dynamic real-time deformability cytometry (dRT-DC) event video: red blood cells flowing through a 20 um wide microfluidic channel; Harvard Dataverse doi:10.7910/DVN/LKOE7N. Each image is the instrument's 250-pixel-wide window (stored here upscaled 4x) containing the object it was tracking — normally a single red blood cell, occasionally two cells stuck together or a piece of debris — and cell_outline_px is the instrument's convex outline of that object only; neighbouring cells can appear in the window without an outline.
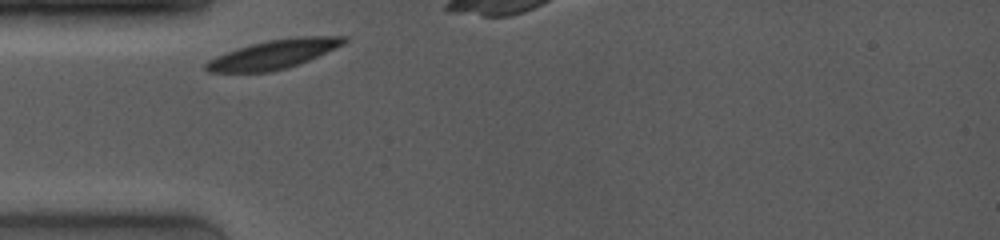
{"species": "common noctule bat (a hibernating species)", "species_latin": "Nyctalus noctula", "temperature_condition": "room temperature", "stored_images_in_passage": 9, "camera_frame_rate_fps": 4000, "um_per_image_px": 0.085, "animal": {"sex": "female", "body_mass_g": 19.0, "forearm_length_mm": 53.3}, "frame": {"image": 1, "passage_image": 1, "time_ms": 0.0, "image_size_px": [1000, 240], "cell_outline_px": [[348, 40], [344, 44], [308, 60], [288, 68], [268, 72], [208, 72], [204, 68], [204, 64], [208, 60], [216, 56], [252, 44], [268, 40], [296, 36], [348, 36]], "centroid_in_image_um": [23.27, 4.61], "position_along_channel_um": 61.7, "area_um2": 23.12}}
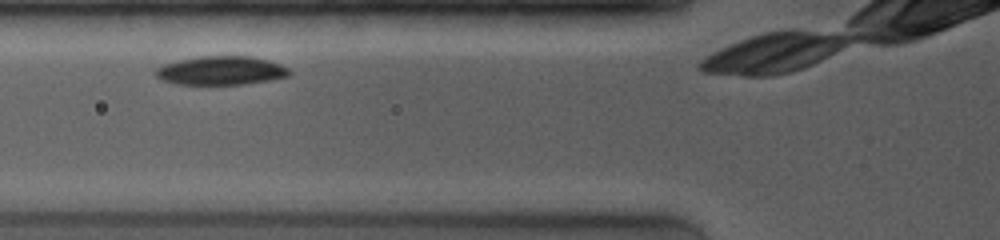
{"frame": {"image": 2, "passage_image": 4, "time_ms": 1.25, "image_size_px": [1000, 240], "cell_outline_px": [[292, 72], [288, 76], [268, 80], [244, 84], [176, 84], [160, 80], [152, 72], [156, 68], [164, 64], [180, 60], [200, 56], [248, 56], [268, 60], [280, 64], [288, 68]], "centroid_in_image_um": [18.75, 6.0], "position_along_channel_um": 107.1, "area_um2": 22.37}}